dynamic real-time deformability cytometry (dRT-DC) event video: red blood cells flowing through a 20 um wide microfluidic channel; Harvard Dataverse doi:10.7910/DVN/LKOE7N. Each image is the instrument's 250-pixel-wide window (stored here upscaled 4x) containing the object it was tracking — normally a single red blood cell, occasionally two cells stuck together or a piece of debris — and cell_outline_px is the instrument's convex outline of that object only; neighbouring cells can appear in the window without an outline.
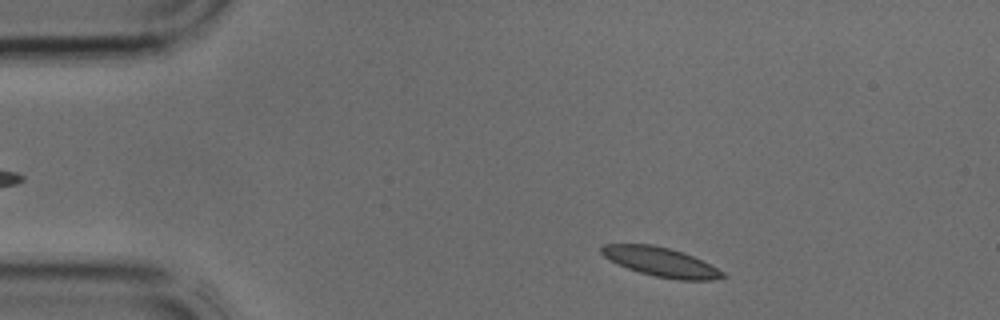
{"species": "common noctule bat (a hibernating species)", "species_latin": "Nyctalus noctula", "temperature_condition": "cold", "stored_images_in_passage": 35, "camera_frame_rate_fps": 3000, "um_per_image_px": 0.085, "animal": {"sex": "male", "body_mass_g": 17.9, "forearm_length_mm": 54.2}, "frame": {"image": 1, "passage_image": 2, "time_ms": 0.333, "image_size_px": [1000, 320], "cell_outline_px": [[728, 276], [712, 280], [676, 280], [656, 276], [640, 272], [628, 268], [604, 256], [600, 252], [600, 248], [604, 244], [652, 244], [684, 252], [724, 272]], "centroid_in_image_um": [56.19, 22.26], "position_along_channel_um": 28.8, "area_um2": 20.29}}
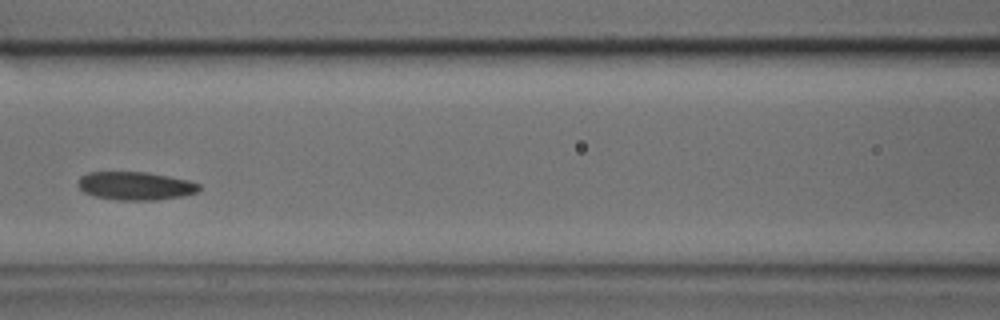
{"frame": {"image": 2, "passage_image": 13, "time_ms": 4.0, "image_size_px": [1000, 320], "cell_outline_px": [[200, 188], [196, 192], [184, 196], [156, 200], [116, 200], [96, 196], [84, 192], [76, 184], [80, 176], [88, 172], [148, 172], [188, 180], [200, 184]], "centroid_in_image_um": [11.5, 15.79], "position_along_channel_um": 155.1, "area_um2": 20.0}}
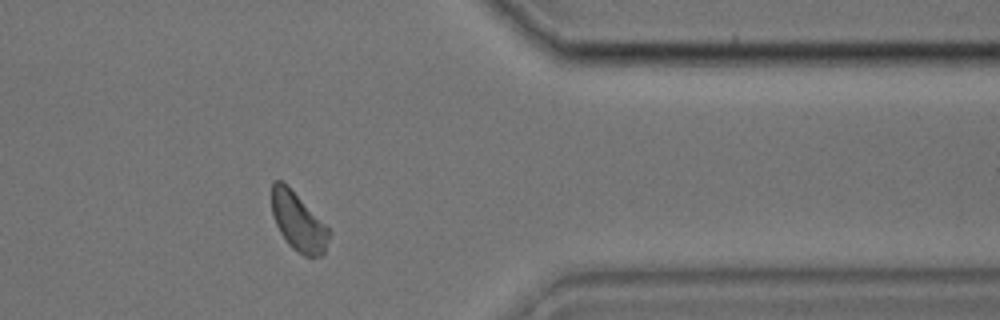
{"frame": {"image": 3, "passage_image": 28, "time_ms": 9.0, "image_size_px": [1000, 320], "cell_outline_px": [[332, 232], [324, 252], [320, 256], [304, 256], [292, 248], [288, 244], [280, 232], [276, 224], [272, 212], [272, 180], [280, 180]], "centroid_in_image_um": [25.35, 18.91], "position_along_channel_um": 386.1, "area_um2": 18.73}}